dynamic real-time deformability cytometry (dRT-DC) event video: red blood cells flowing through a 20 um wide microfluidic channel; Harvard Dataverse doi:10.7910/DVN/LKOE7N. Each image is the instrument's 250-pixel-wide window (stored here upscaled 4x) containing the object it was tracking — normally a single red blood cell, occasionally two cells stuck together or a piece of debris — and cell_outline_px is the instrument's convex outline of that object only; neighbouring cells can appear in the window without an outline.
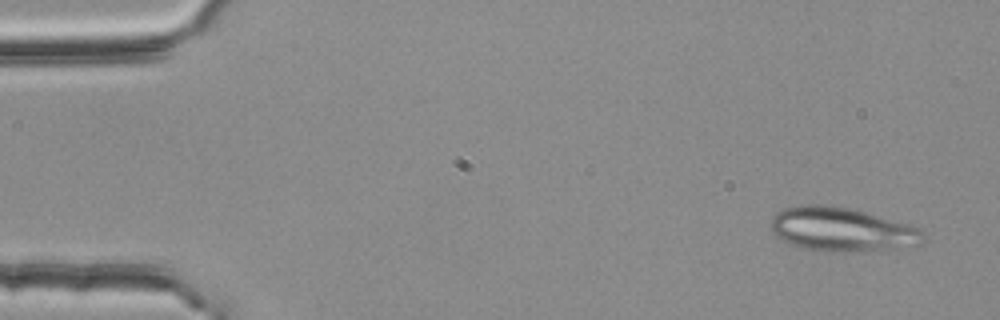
{"species": "common noctule bat (a hibernating species)", "species_latin": "Nyctalus noctula", "temperature_condition": "room temperature", "stored_images_in_passage": 51, "segment_of_instrument_passage": [1, 2], "camera_frame_rate_fps": 3000, "um_per_image_px": 0.085, "animal": {"sex": "female", "body_mass_g": 25.1}, "frame": {"image": 1, "passage_image": 1, "time_ms": 0.0, "image_size_px": [1000, 320], "cell_outline_px": [[924, 232], [920, 244], [884, 252], [832, 252], [804, 248], [792, 244], [776, 236], [772, 232], [772, 216], [776, 212], [784, 208], [800, 204], [816, 204], [852, 208], [908, 224]], "centroid_in_image_um": [71.57, 19.52], "position_along_channel_um": 13.4, "area_um2": 39.42}}